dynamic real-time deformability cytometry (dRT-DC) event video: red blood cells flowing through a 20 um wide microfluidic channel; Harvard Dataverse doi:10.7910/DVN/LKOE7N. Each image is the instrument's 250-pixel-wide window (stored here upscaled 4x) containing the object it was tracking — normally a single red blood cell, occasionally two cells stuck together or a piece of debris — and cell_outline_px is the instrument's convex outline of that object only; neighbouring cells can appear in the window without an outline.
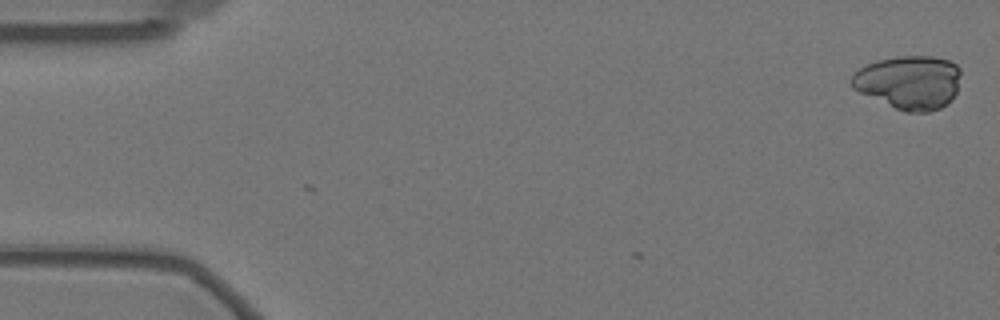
{"species": "Egyptian fruit bat (a non-hibernating species)", "species_latin": "Rousettus aegyptiacus", "temperature_condition": "warm", "stored_images_in_passage": 2, "camera_frame_rate_fps": 3000, "um_per_image_px": 0.085, "animal": {"sex": "female"}, "frame": {"image": 1, "passage_image": 2, "time_ms": 0.333, "image_size_px": [1000, 320], "cell_outline_px": [[960, 72], [956, 92], [952, 100], [948, 104], [940, 108], [928, 112], [904, 112], [860, 92], [852, 88], [852, 76], [860, 68], [876, 60], [896, 56], [932, 56], [948, 60], [956, 64], [960, 68]], "centroid_in_image_um": [77.3, 6.99], "position_along_channel_um": 7.7, "area_um2": 34.1}}